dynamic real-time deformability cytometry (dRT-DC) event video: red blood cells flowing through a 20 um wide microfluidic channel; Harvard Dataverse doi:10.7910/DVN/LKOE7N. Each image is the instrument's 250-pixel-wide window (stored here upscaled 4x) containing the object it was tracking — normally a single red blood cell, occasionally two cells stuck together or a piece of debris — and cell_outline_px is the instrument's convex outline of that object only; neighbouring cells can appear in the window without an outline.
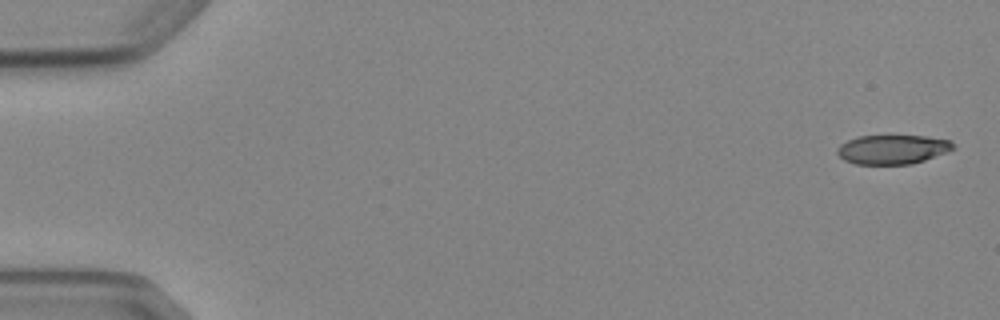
{"species": "Egyptian fruit bat (a non-hibernating species)", "species_latin": "Rousettus aegyptiacus", "temperature_condition": "cold", "stored_images_in_passage": 5, "camera_frame_rate_fps": 3000, "um_per_image_px": 0.085, "animal": {"sex": "female"}, "frame": {"image": 1, "passage_image": 1, "time_ms": 0.0, "image_size_px": [1000, 320], "cell_outline_px": [[956, 148], [948, 152], [912, 164], [856, 164], [844, 160], [836, 152], [836, 148], [840, 144], [848, 140], [860, 136], [928, 136], [952, 140]], "centroid_in_image_um": [75.9, 12.7], "position_along_channel_um": 9.1, "area_um2": 19.88}}
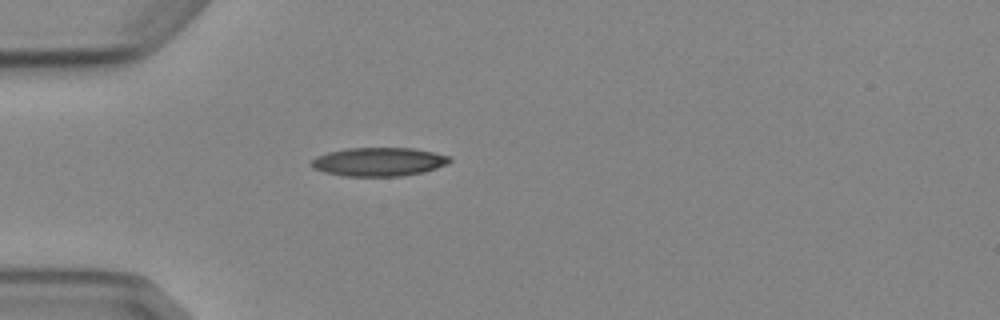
{"frame": {"image": 2, "passage_image": 5, "time_ms": 4.667, "image_size_px": [1000, 320], "cell_outline_px": [[452, 160], [448, 164], [424, 172], [404, 176], [344, 176], [324, 172], [312, 168], [308, 164], [316, 156], [328, 152], [348, 148], [412, 148], [452, 156]], "centroid_in_image_um": [32.19, 13.76], "position_along_channel_um": 52.8, "area_um2": 23.29}}